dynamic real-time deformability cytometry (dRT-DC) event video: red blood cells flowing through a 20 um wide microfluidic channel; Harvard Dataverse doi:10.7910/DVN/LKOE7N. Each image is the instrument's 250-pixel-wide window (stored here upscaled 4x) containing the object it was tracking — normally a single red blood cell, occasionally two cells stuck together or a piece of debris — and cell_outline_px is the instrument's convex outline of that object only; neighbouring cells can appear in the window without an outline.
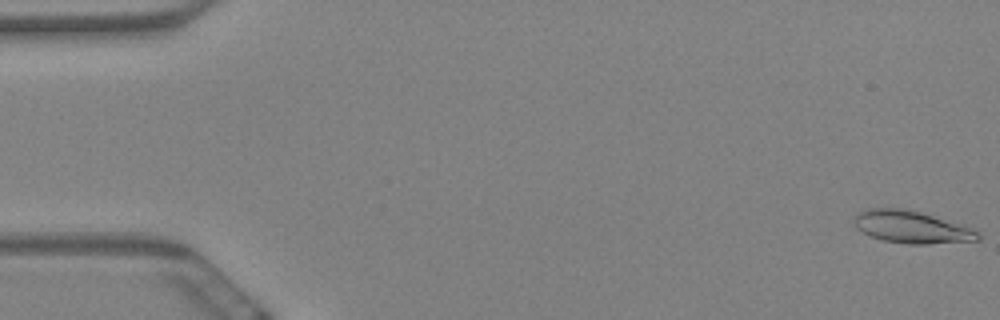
{"species": "Egyptian fruit bat (a non-hibernating species)", "species_latin": "Rousettus aegyptiacus", "temperature_condition": "warm", "stored_images_in_passage": 61, "camera_frame_rate_fps": 3000, "um_per_image_px": 0.085, "animal": {"sex": "female"}, "frame": {"image": 1, "passage_image": 1, "time_ms": 0.0, "image_size_px": [1000, 320], "cell_outline_px": [[980, 240], [928, 244], [908, 244], [884, 240], [872, 236], [856, 228], [852, 224], [852, 220], [864, 208], [904, 208], [920, 212], [968, 228], [976, 232], [980, 236]], "centroid_in_image_um": [77.39, 19.3], "position_along_channel_um": 7.6, "area_um2": 22.83}}
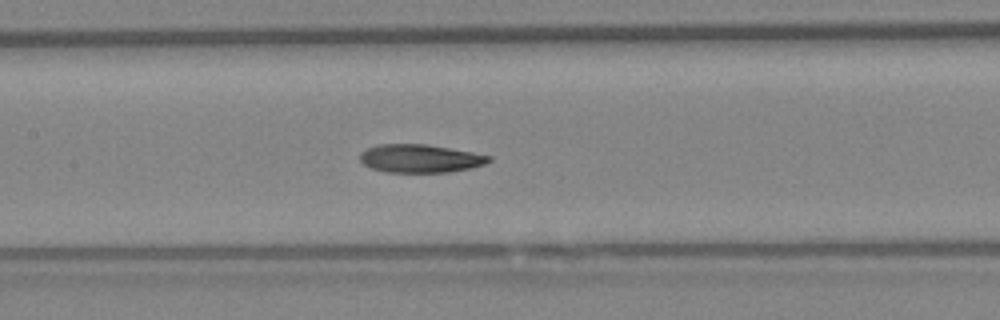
{"frame": {"image": 2, "passage_image": 29, "time_ms": 9.333, "image_size_px": [1000, 320], "cell_outline_px": [[492, 160], [484, 164], [472, 168], [448, 172], [384, 172], [372, 168], [364, 164], [360, 160], [360, 152], [376, 144], [428, 144], [472, 152], [492, 156]], "centroid_in_image_um": [35.72, 13.47], "position_along_channel_um": 171.7, "area_um2": 21.27}}
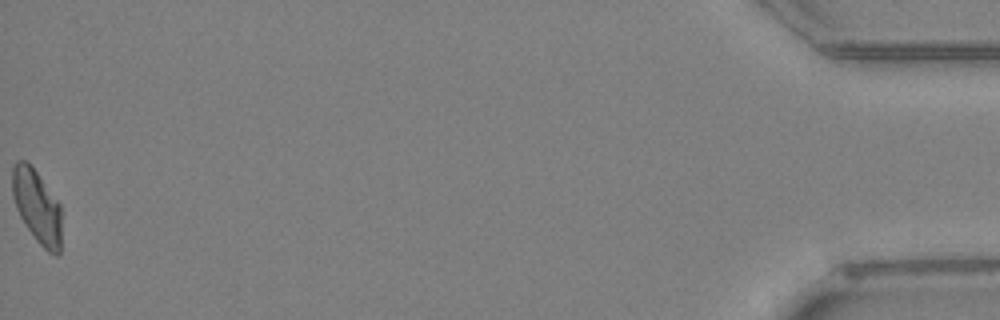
{"frame": {"image": 3, "passage_image": 61, "time_ms": 20.0, "image_size_px": [1000, 320], "cell_outline_px": [[60, 252], [56, 256], [48, 252], [36, 240], [24, 224], [16, 208], [12, 196], [12, 168], [16, 160], [28, 160], [60, 204]], "centroid_in_image_um": [3.11, 17.52], "position_along_channel_um": 432.1, "area_um2": 21.1}, "authors_computed_cell_mechanics": {"area_um2": 22.0796, "velocity_mm_per_s": 3.3926, "shape_relaxation_time_tau1_ms": 9.0966, "shape_relaxation_time_tau2_ms": 3.5922, "deformation_change_tau1": 0.2139, "deformation_change_tau2": 0.0993}}